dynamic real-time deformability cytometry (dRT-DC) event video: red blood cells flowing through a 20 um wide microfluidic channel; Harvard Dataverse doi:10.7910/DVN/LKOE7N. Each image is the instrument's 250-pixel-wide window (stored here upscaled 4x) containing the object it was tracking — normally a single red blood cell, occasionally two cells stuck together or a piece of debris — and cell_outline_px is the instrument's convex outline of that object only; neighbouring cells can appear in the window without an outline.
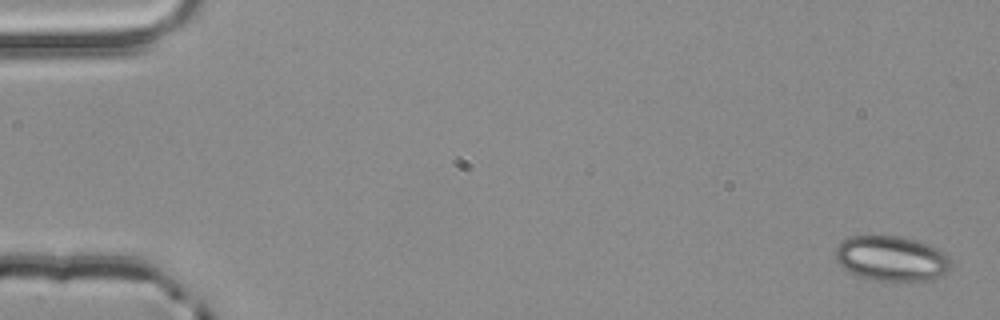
{"species": "common noctule bat (a hibernating species)", "species_latin": "Nyctalus noctula", "temperature_condition": "room temperature", "stored_images_in_passage": 4, "camera_frame_rate_fps": 3000, "um_per_image_px": 0.085, "animal": {"sex": "male", "body_mass_g": 20.4}, "frame": {"image": 1, "passage_image": 1, "time_ms": 0.0, "image_size_px": [1000, 320], "cell_outline_px": [[952, 268], [944, 276], [932, 280], [876, 280], [860, 276], [844, 268], [836, 260], [836, 248], [848, 236], [900, 236], [916, 240], [940, 248], [952, 260]], "centroid_in_image_um": [75.87, 21.97], "position_along_channel_um": 9.1, "area_um2": 30.46}}